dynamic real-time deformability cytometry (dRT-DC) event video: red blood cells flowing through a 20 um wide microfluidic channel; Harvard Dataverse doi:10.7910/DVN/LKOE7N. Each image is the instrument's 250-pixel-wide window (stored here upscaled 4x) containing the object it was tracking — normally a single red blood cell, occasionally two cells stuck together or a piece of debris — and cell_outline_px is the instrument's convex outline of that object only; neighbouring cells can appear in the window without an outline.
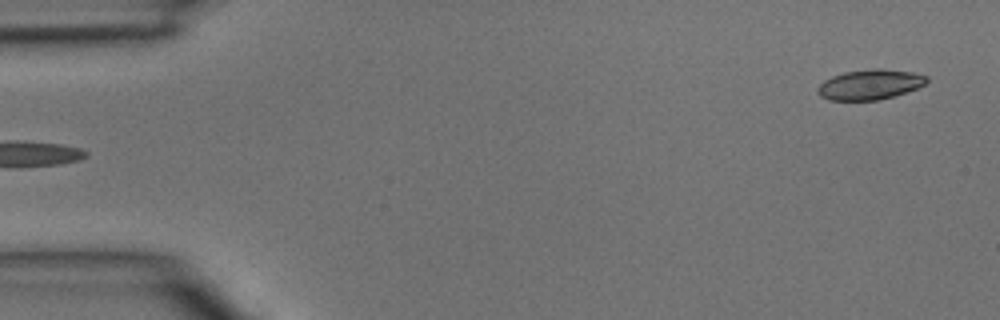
{"species": "common noctule bat (a hibernating species)", "species_latin": "Nyctalus noctula", "temperature_condition": "room temperature", "stored_images_in_passage": 3, "segment_of_instrument_passage": [2, 2], "camera_frame_rate_fps": 3000, "um_per_image_px": 0.085, "animal": {"sex": "male", "body_mass_g": 15.6}, "frame": {"image": 1, "passage_image": 3, "time_ms": 0.667, "image_size_px": [1000, 320], "cell_outline_px": [[928, 80], [924, 84], [916, 88], [896, 96], [876, 100], [828, 100], [820, 96], [816, 92], [816, 88], [824, 80], [832, 76], [844, 72], [872, 68], [880, 68], [912, 72], [928, 76]], "centroid_in_image_um": [73.92, 7.18], "position_along_channel_um": 11.1, "area_um2": 19.25}}